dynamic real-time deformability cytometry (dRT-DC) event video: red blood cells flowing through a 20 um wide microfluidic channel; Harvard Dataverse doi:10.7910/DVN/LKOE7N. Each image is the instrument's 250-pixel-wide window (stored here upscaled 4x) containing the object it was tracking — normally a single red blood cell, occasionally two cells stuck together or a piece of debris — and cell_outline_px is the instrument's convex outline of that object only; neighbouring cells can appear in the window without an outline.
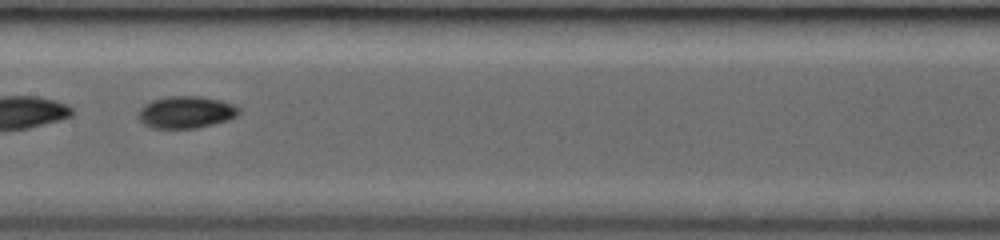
{"species": "common noctule bat (a hibernating species)", "species_latin": "Nyctalus noctula", "temperature_condition": "room temperature", "stored_images_in_passage": 35, "segment_of_instrument_passage": [2, 2], "camera_frame_rate_fps": 3000, "um_per_image_px": 0.085, "animal": {"sex": "female", "body_mass_g": 19.0, "forearm_length_mm": 53.3}, "frame": {"image": 1, "passage_image": 16, "time_ms": 5.0, "image_size_px": [1000, 240], "cell_outline_px": [[240, 112], [236, 116], [228, 120], [196, 128], [152, 128], [144, 124], [140, 120], [140, 108], [144, 104], [152, 100], [168, 96], [200, 96], [220, 100], [236, 104], [240, 108]], "centroid_in_image_um": [15.85, 9.53], "position_along_channel_um": 191.6, "area_um2": 18.79}}
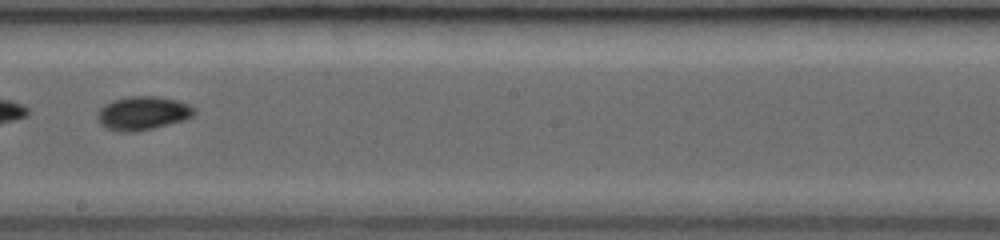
{"frame": {"image": 2, "passage_image": 19, "time_ms": 6.0, "image_size_px": [1000, 240], "cell_outline_px": [[196, 112], [192, 116], [184, 120], [136, 132], [120, 132], [108, 128], [100, 124], [96, 120], [96, 112], [104, 104], [112, 100], [128, 96], [160, 96], [176, 100], [188, 104], [196, 108]], "centroid_in_image_um": [12.1, 9.61], "position_along_channel_um": 236.1, "area_um2": 19.19}}